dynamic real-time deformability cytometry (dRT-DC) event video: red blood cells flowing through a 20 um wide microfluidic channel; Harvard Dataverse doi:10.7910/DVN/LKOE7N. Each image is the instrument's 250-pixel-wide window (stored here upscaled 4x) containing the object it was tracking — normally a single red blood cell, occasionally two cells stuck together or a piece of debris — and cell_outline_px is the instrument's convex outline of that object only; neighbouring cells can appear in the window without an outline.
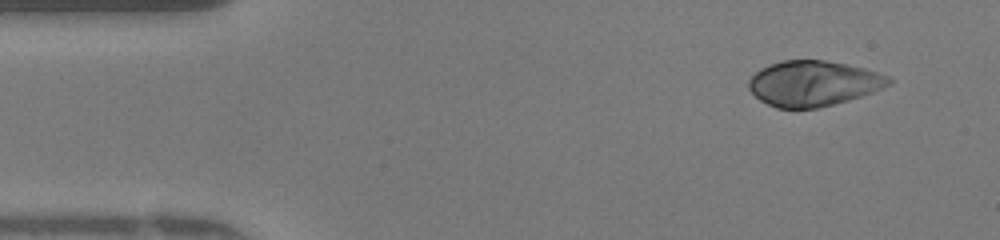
{"species": "human", "species_latin": "Homo sapiens", "temperature_condition": "warm", "stored_images_in_passage": 48, "camera_frame_rate_fps": 3000, "um_per_image_px": 0.085, "donor": {"sex": "female"}, "frame": {"image": 1, "passage_image": 4, "time_ms": 1.0, "image_size_px": [1000, 240], "cell_outline_px": [[892, 84], [872, 92], [848, 100], [816, 108], [776, 108], [760, 100], [748, 88], [748, 80], [760, 68], [768, 64], [784, 60], [824, 60], [864, 68], [888, 76], [892, 80]], "centroid_in_image_um": [69.11, 7.08], "position_along_channel_um": 15.9, "area_um2": 36.82}}
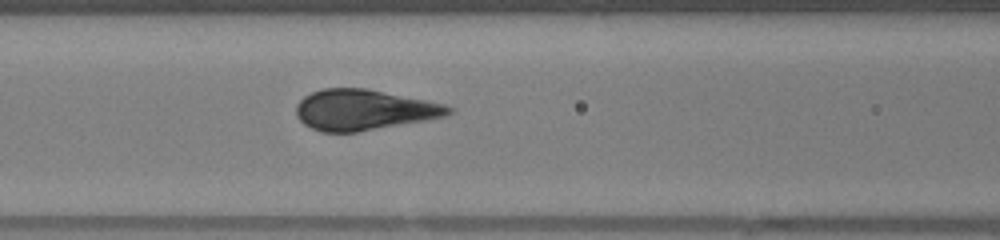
{"frame": {"image": 2, "passage_image": 19, "time_ms": 6.0, "image_size_px": [1000, 240], "cell_outline_px": [[452, 112], [444, 116], [428, 120], [356, 132], [324, 132], [312, 128], [304, 124], [296, 116], [296, 104], [304, 96], [312, 92], [324, 88], [368, 88], [444, 104], [452, 108]], "centroid_in_image_um": [30.9, 9.33], "position_along_channel_um": 135.7, "area_um2": 35.95}}
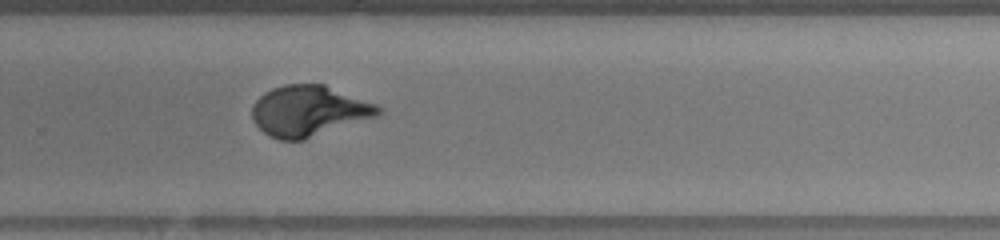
{"frame": {"image": 3, "passage_image": 31, "time_ms": 10.0, "image_size_px": [1000, 240], "cell_outline_px": [[384, 108], [376, 116], [304, 140], [280, 140], [264, 132], [252, 120], [252, 104], [264, 92], [272, 88], [284, 84], [324, 84], [376, 104]], "centroid_in_image_um": [26.23, 9.42], "position_along_channel_um": 303.6, "area_um2": 37.11}, "authors_computed_cell_mechanics": {"area_um2": 37.1365, "velocity_mm_per_s": 4.2074, "shape_relaxation_time_tau1_ms": 3.9282, "shape_relaxation_time_tau2_ms": null, "deformation_change_tau1": 0.2337, "deformation_change_tau2": null}}